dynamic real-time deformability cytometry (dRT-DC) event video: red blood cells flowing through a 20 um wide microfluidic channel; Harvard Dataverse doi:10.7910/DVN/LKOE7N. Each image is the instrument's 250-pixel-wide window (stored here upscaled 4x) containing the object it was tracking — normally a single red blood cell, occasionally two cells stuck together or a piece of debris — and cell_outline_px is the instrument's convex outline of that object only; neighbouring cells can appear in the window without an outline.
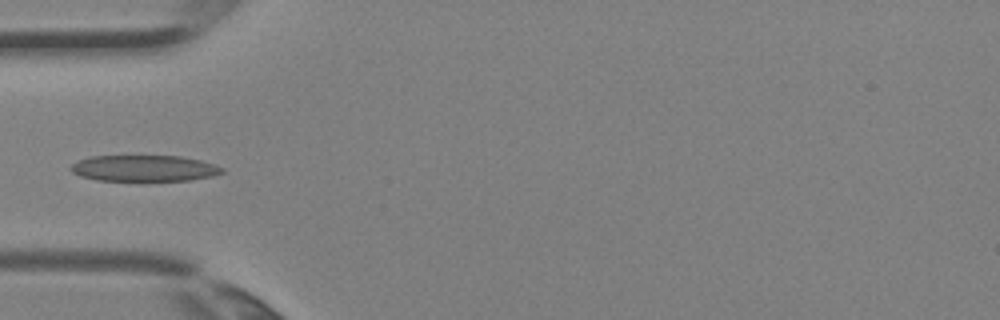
{"species": "Egyptian fruit bat (a non-hibernating species)", "species_latin": "Rousettus aegyptiacus", "temperature_condition": "room temperature", "stored_images_in_passage": 3, "camera_frame_rate_fps": 3000, "um_per_image_px": 0.085, "animal": {"sex": "female"}, "frame": {"image": 1, "passage_image": 3, "time_ms": 0.667, "image_size_px": [1000, 320], "cell_outline_px": [[224, 172], [212, 176], [192, 180], [96, 180], [80, 176], [72, 172], [68, 168], [72, 164], [88, 156], [180, 156], [200, 160], [216, 164], [224, 168]], "centroid_in_image_um": [12.26, 14.3], "position_along_channel_um": 72.7, "area_um2": 23.06}}